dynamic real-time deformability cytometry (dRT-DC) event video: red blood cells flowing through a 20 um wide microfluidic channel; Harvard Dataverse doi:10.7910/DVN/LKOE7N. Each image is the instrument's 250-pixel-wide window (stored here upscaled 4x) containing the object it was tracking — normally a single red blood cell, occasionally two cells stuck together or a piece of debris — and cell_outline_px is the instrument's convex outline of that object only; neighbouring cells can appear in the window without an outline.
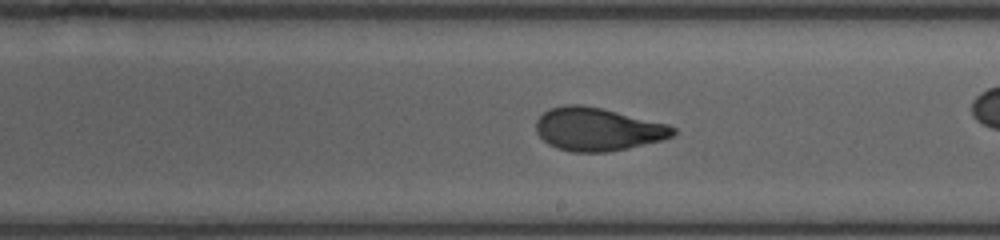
{"species": "human", "species_latin": "Homo sapiens", "temperature_condition": "room temperature", "stored_images_in_passage": 50, "camera_frame_rate_fps": 3000, "um_per_image_px": 0.085, "donor": {"sex": "female"}, "frame": {"image": 1, "passage_image": 25, "time_ms": 5.333, "image_size_px": [1000, 240], "cell_outline_px": [[676, 132], [672, 136], [660, 140], [628, 148], [608, 152], [572, 152], [556, 148], [548, 144], [536, 132], [536, 120], [548, 108], [564, 104], [580, 104], [600, 108], [668, 124], [676, 128]], "centroid_in_image_um": [50.76, 10.98], "position_along_channel_um": 238.2, "area_um2": 34.33}, "authors_computed_cell_mechanics": {"area_um2": 34.969, "velocity_mm_per_s": 3.8566, "shape_relaxation_time_tau1_ms": 4.7352, "shape_relaxation_time_tau2_ms": 1.1311, "deformation_change_tau1": 0.1839, "deformation_change_tau2": 0.0733}}